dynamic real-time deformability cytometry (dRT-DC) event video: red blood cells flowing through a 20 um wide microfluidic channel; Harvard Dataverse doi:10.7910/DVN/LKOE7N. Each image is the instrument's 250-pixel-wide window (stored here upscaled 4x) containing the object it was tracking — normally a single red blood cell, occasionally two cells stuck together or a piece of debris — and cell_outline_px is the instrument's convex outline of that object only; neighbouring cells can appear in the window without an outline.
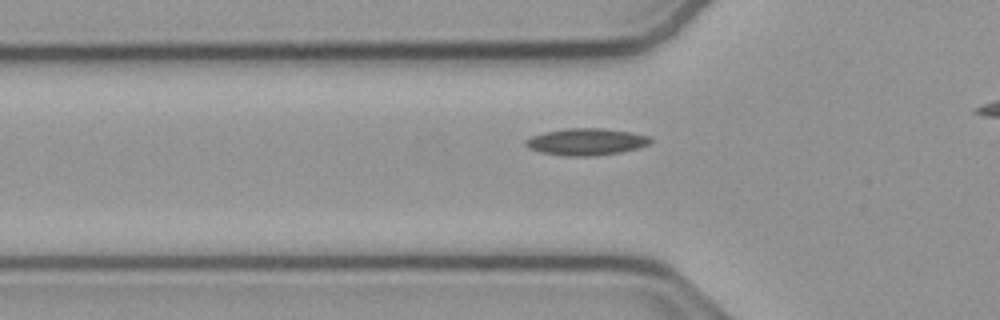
{"species": "common noctule bat (a hibernating species)", "species_latin": "Nyctalus noctula", "temperature_condition": "cold", "stored_images_in_passage": 34, "camera_frame_rate_fps": 3000, "um_per_image_px": 0.085, "animal": {"sex": "male", "body_mass_g": 23.1, "forearm_length_mm": 52.7}, "frame": {"image": 1, "passage_image": 8, "time_ms": 2.333, "image_size_px": [1000, 320], "cell_outline_px": [[652, 140], [648, 144], [640, 148], [620, 152], [596, 156], [568, 156], [540, 152], [528, 148], [524, 144], [524, 140], [532, 136], [544, 132], [568, 128], [600, 128], [632, 132], [652, 136]], "centroid_in_image_um": [49.85, 12.05], "position_along_channel_um": 76.0, "area_um2": 19.71}}
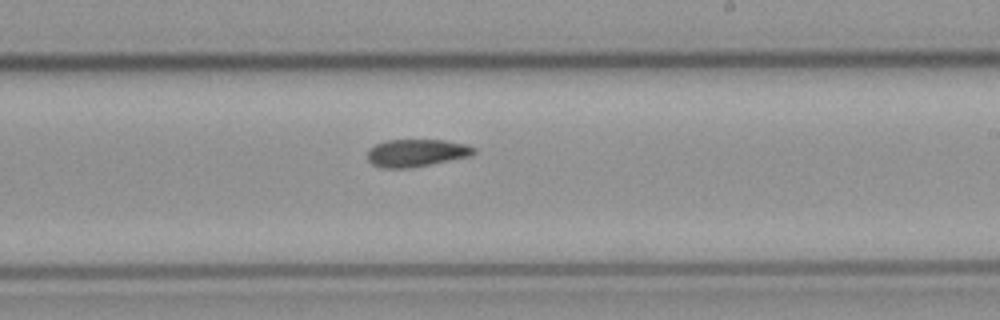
{"frame": {"image": 2, "passage_image": 22, "time_ms": 7.0, "image_size_px": [1000, 320], "cell_outline_px": [[476, 152], [468, 156], [408, 168], [380, 168], [372, 164], [368, 160], [368, 148], [384, 140], [444, 140], [468, 144], [476, 148]], "centroid_in_image_um": [35.36, 12.98], "position_along_channel_um": 253.6, "area_um2": 16.99}}
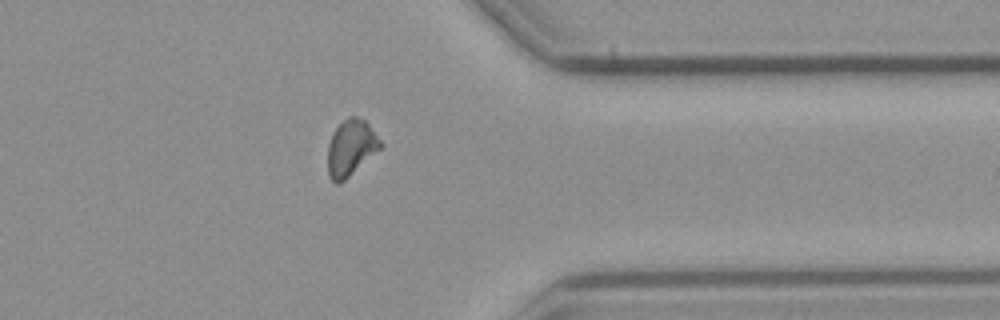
{"frame": {"image": 3, "passage_image": 33, "time_ms": 10.667, "image_size_px": [1000, 320], "cell_outline_px": [[384, 144], [380, 148], [340, 184], [336, 184], [328, 176], [328, 144], [332, 132], [348, 116], [356, 116], [364, 120], [368, 124]], "centroid_in_image_um": [29.8, 12.56], "position_along_channel_um": 381.6, "area_um2": 17.05}}